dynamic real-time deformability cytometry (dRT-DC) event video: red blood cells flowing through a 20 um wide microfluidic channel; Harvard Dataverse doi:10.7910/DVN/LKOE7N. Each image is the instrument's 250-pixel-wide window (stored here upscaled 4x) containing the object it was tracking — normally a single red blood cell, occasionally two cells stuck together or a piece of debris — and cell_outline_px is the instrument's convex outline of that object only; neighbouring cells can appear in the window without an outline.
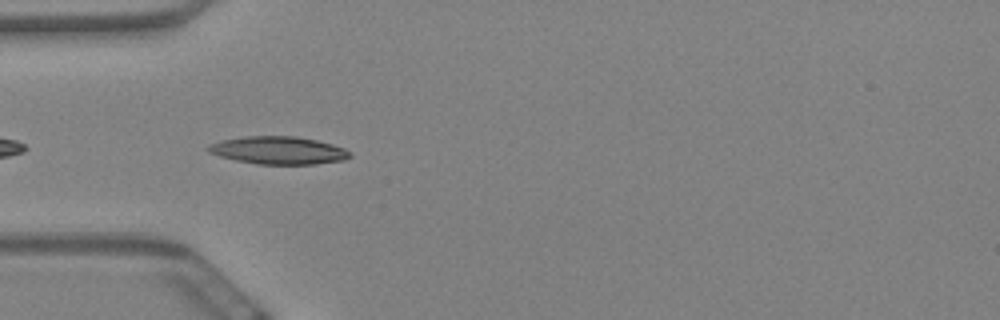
{"species": "Egyptian fruit bat (a non-hibernating species)", "species_latin": "Rousettus aegyptiacus", "temperature_condition": "warm", "stored_images_in_passage": 7, "camera_frame_rate_fps": 3000, "um_per_image_px": 0.085, "animal": {"sex": "female"}, "frame": {"image": 1, "passage_image": 3, "time_ms": 0.667, "image_size_px": [1000, 320], "cell_outline_px": [[352, 156], [344, 160], [316, 164], [256, 164], [236, 160], [220, 156], [208, 152], [204, 148], [208, 144], [220, 140], [248, 136], [296, 136], [316, 140], [332, 144], [344, 148]], "centroid_in_image_um": [23.62, 12.78], "position_along_channel_um": 61.4, "area_um2": 22.95}}
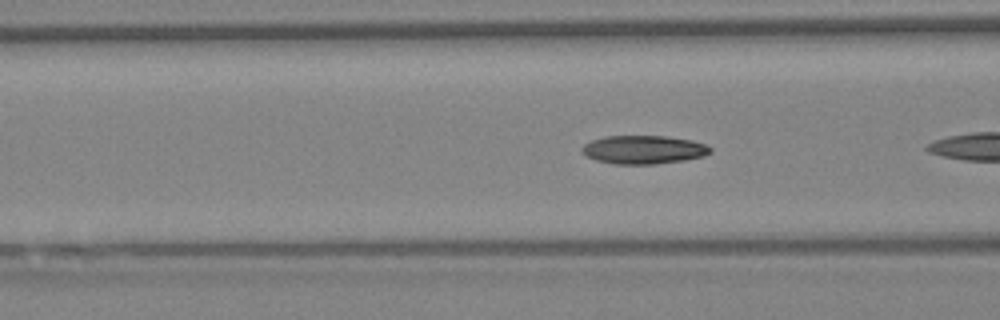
{"frame": {"image": 2, "passage_image": 5, "time_ms": 1.333, "image_size_px": [1000, 320], "cell_outline_px": [[712, 152], [704, 156], [684, 160], [656, 164], [612, 164], [596, 160], [580, 152], [580, 148], [584, 144], [592, 140], [608, 136], [664, 136], [688, 140], [704, 144], [712, 148]], "centroid_in_image_um": [54.68, 12.73], "position_along_channel_um": 111.9, "area_um2": 21.21}}